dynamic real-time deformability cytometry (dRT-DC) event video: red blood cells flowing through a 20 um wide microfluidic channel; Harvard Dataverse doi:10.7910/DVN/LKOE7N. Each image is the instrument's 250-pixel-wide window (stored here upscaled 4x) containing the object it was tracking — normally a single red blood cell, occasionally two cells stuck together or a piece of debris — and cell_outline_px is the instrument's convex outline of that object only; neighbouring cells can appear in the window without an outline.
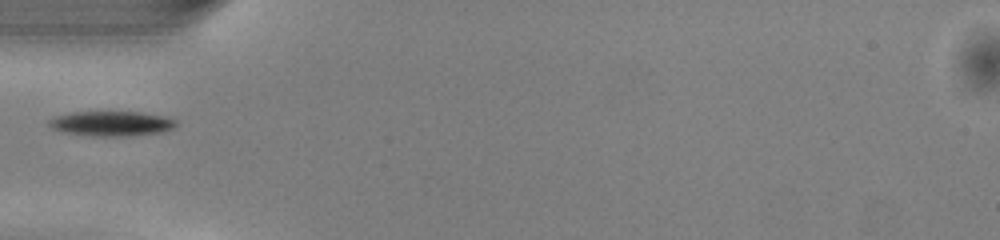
{"species": "common noctule bat (a hibernating species)", "species_latin": "Nyctalus noctula", "temperature_condition": "warm", "stored_images_in_passage": 35, "camera_frame_rate_fps": 3000, "um_per_image_px": 0.085, "animal": {"sex": "male", "body_mass_g": 13.0, "forearm_length_mm": 53.1}, "frame": {"image": 1, "passage_image": 1, "time_ms": 0.0, "image_size_px": [1000, 240], "cell_outline_px": [[176, 128], [164, 132], [132, 136], [88, 136], [64, 132], [52, 128], [48, 124], [48, 120], [56, 116], [72, 112], [140, 112], [164, 116], [176, 120]], "centroid_in_image_um": [9.51, 10.51], "position_along_channel_um": 75.5, "area_um2": 18.61}}
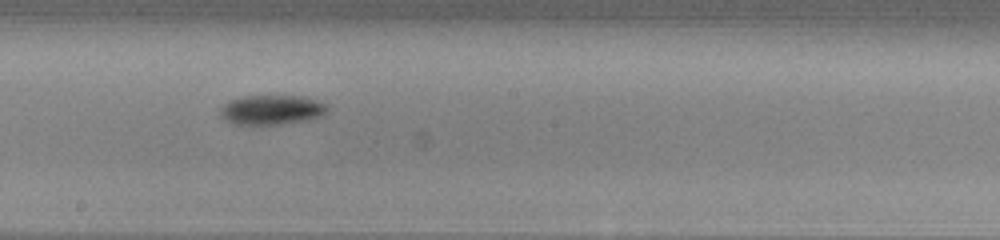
{"frame": {"image": 2, "passage_image": 12, "time_ms": 3.667, "image_size_px": [1000, 240], "cell_outline_px": [[328, 112], [324, 116], [308, 120], [276, 124], [232, 124], [220, 116], [220, 108], [224, 104], [232, 100], [244, 96], [304, 96], [328, 104]], "centroid_in_image_um": [23.14, 9.33], "position_along_channel_um": 225.1, "area_um2": 18.55}}
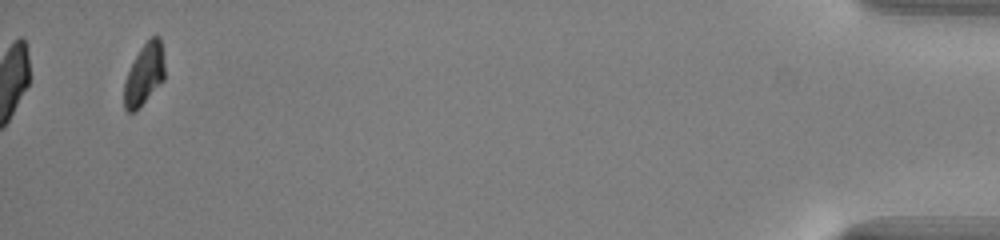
{"frame": {"image": 3, "passage_image": 33, "time_ms": 10.667, "image_size_px": [1000, 240], "cell_outline_px": [[164, 80], [136, 112], [128, 112], [124, 108], [124, 80], [140, 48], [152, 36], [160, 36], [164, 64]], "centroid_in_image_um": [12.26, 6.36], "position_along_channel_um": 422.9, "area_um2": 14.51}}